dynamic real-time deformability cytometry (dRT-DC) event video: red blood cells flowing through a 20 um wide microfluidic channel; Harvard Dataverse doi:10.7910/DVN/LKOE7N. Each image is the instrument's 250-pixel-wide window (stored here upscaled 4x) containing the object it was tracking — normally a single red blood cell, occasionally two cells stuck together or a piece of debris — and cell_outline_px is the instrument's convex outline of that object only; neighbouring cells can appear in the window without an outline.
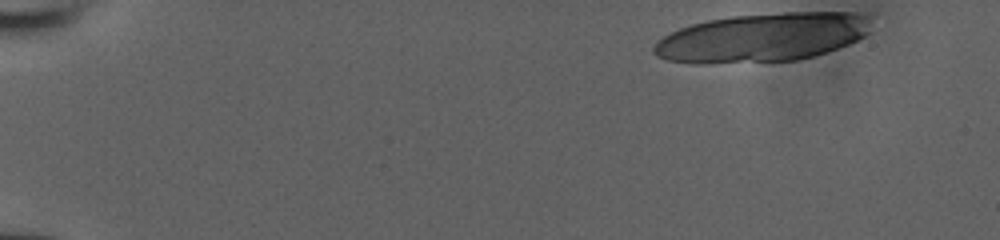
{"species": "human", "species_latin": "Homo sapiens", "temperature_condition": "room temperature", "stored_images_in_passage": 13, "camera_frame_rate_fps": 3000, "um_per_image_px": 0.085, "donor": {"sex": "male"}, "frame": {"image": 1, "passage_image": 1, "time_ms": 0.0, "image_size_px": [1000, 240], "cell_outline_px": [[868, 32], [864, 36], [848, 44], [828, 52], [796, 60], [704, 64], [696, 64], [668, 60], [656, 56], [652, 52], [652, 48], [664, 36], [680, 28], [692, 24], [708, 20], [732, 16], [784, 12], [852, 12], [864, 16]], "centroid_in_image_um": [64.73, 3.2], "position_along_channel_um": 20.3, "area_um2": 61.21}}
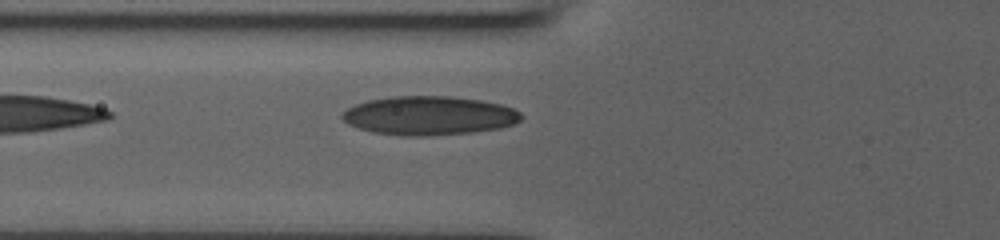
{"frame": {"image": 2, "passage_image": 13, "time_ms": 4.0, "image_size_px": [1000, 240], "cell_outline_px": [[524, 116], [520, 120], [512, 124], [500, 128], [472, 132], [428, 136], [404, 136], [372, 132], [348, 124], [340, 116], [348, 108], [356, 104], [368, 100], [396, 96], [452, 96], [480, 100], [500, 104], [512, 108], [520, 112]], "centroid_in_image_um": [36.48, 9.83], "position_along_channel_um": 89.3, "area_um2": 40.46}}